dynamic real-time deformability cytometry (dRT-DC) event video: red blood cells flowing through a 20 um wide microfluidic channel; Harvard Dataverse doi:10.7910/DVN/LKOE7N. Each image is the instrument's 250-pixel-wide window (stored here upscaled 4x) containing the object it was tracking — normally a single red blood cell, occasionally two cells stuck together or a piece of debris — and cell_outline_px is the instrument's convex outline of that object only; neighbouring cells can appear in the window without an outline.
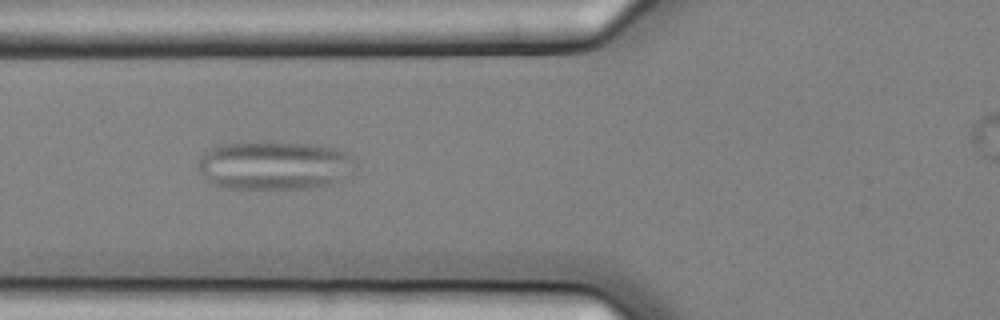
{"species": "common noctule bat (a hibernating species)", "species_latin": "Nyctalus noctula", "temperature_condition": "cold", "stored_images_in_passage": 37, "camera_frame_rate_fps": 3000, "um_per_image_px": 0.085, "animal": {"sex": "female", "body_mass_g": 25.1}, "frame": {"image": 1, "passage_image": 6, "time_ms": 1.667, "image_size_px": [1000, 320], "cell_outline_px": [[356, 164], [332, 184], [308, 188], [228, 188], [212, 184], [200, 172], [196, 160], [204, 152], [220, 144], [304, 144], [332, 148], [344, 152], [352, 156]], "centroid_in_image_um": [23.25, 14.09], "position_along_channel_um": 102.6, "area_um2": 43.23}}